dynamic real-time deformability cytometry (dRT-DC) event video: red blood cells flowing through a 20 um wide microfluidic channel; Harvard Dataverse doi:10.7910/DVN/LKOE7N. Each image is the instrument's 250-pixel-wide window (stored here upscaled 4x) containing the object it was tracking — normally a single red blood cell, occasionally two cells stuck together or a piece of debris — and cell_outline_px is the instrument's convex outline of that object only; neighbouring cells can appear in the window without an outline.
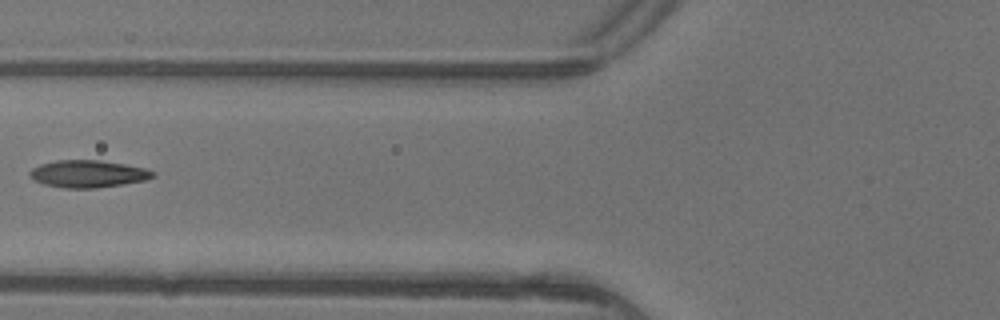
{"species": "common noctule bat (a hibernating species)", "species_latin": "Nyctalus noctula", "temperature_condition": "warm", "stored_images_in_passage": 6, "camera_frame_rate_fps": 3000, "um_per_image_px": 0.085, "animal": {"sex": "female"}, "frame": {"image": 1, "passage_image": 6, "time_ms": 1.667, "image_size_px": [1000, 320], "cell_outline_px": [[156, 176], [144, 180], [96, 188], [64, 188], [44, 184], [28, 176], [28, 172], [32, 168], [40, 164], [56, 160], [100, 160], [124, 164], [144, 168], [156, 172]], "centroid_in_image_um": [7.46, 14.77], "position_along_channel_um": 118.3, "area_um2": 19.48}}